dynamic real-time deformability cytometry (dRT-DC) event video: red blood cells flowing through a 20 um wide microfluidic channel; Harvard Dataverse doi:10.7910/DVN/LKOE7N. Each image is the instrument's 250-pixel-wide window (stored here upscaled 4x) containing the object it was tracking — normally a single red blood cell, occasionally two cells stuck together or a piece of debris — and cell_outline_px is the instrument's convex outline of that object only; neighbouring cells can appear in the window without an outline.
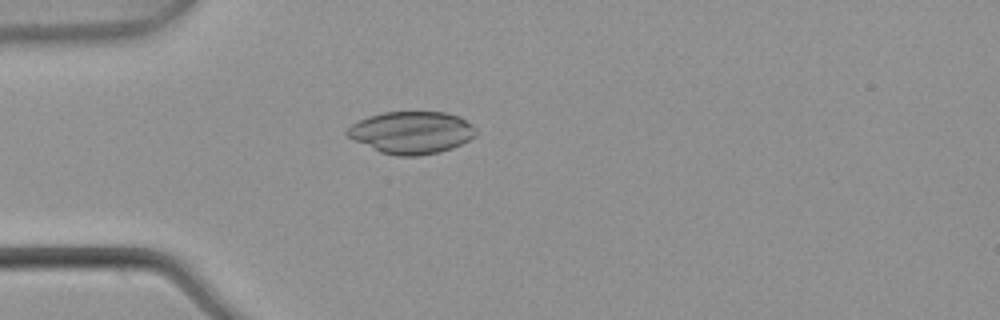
{"species": "common noctule bat (a hibernating species)", "species_latin": "Nyctalus noctula", "temperature_condition": "warm", "stored_images_in_passage": 5, "camera_frame_rate_fps": 3000, "um_per_image_px": 0.085, "animal": {"sex": "male", "body_mass_g": 21.5, "forearm_length_mm": 52.0}, "frame": {"image": 1, "passage_image": 5, "time_ms": 1.333, "image_size_px": [1000, 320], "cell_outline_px": [[476, 136], [452, 148], [440, 152], [416, 156], [396, 156], [380, 152], [348, 136], [344, 132], [352, 124], [368, 116], [384, 112], [444, 112], [460, 116], [472, 124], [476, 128]], "centroid_in_image_um": [35.01, 11.26], "position_along_channel_um": 50.0, "area_um2": 31.62}}